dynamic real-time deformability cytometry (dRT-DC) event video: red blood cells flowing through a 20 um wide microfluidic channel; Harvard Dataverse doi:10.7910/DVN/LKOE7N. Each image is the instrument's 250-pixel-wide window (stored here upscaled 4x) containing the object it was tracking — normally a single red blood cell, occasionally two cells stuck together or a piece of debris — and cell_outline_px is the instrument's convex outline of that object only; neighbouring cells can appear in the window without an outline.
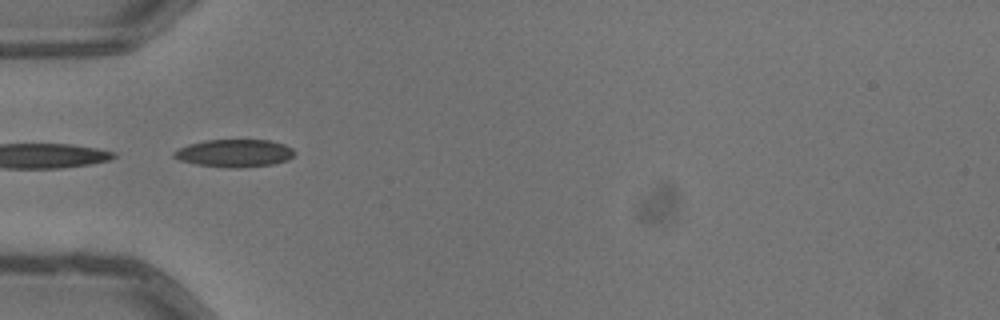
{"species": "common noctule bat (a hibernating species)", "species_latin": "Nyctalus noctula", "temperature_condition": "warm", "stored_images_in_passage": 1, "camera_frame_rate_fps": 3000, "um_per_image_px": 0.085, "animal": {"sex": "male", "body_mass_g": 13.3}, "frame": {"image": 1, "passage_image": 1, "time_ms": 0.0, "image_size_px": [1000, 320], "cell_outline_px": [[296, 152], [288, 160], [272, 164], [236, 168], [228, 168], [196, 164], [180, 160], [172, 156], [172, 152], [188, 144], [208, 140], [268, 140], [284, 144], [292, 148]], "centroid_in_image_um": [19.93, 13.02], "position_along_channel_um": 65.1, "area_um2": 19.36}}